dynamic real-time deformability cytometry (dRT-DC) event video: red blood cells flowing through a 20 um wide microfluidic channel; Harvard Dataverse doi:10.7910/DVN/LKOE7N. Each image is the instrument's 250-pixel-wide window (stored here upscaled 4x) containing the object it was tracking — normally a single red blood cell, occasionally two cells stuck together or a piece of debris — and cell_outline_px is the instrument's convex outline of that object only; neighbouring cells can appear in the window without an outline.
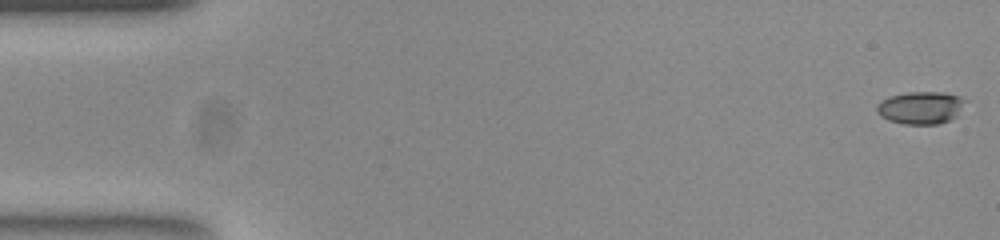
{"species": "common noctule bat (a hibernating species)", "species_latin": "Nyctalus noctula", "temperature_condition": "room temperature", "stored_images_in_passage": 53, "camera_frame_rate_fps": 3000, "um_per_image_px": 0.085, "animal": {"sex": "female", "body_mass_g": 23.0, "forearm_length_mm": 53.4}, "frame": {"image": 1, "passage_image": 1, "time_ms": 0.0, "image_size_px": [1000, 240], "cell_outline_px": [[964, 100], [956, 116], [952, 120], [940, 124], [904, 124], [888, 120], [880, 116], [876, 108], [876, 104], [880, 100], [892, 96], [908, 92], [944, 92], [960, 96]], "centroid_in_image_um": [78.23, 9.16], "position_along_channel_um": 6.8, "area_um2": 16.7}}
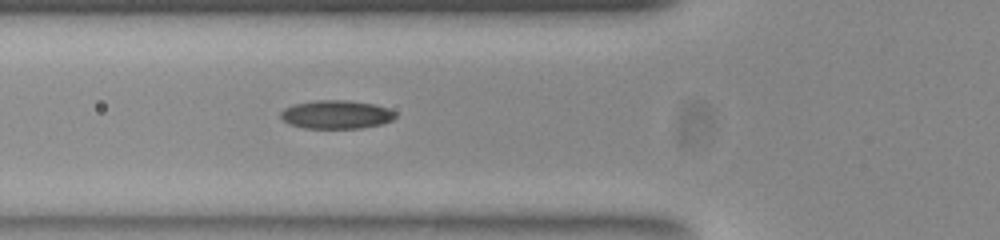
{"frame": {"image": 2, "passage_image": 19, "time_ms": 6.0, "image_size_px": [1000, 240], "cell_outline_px": [[396, 116], [392, 120], [380, 124], [360, 128], [304, 128], [288, 124], [280, 116], [280, 112], [284, 108], [292, 104], [316, 100], [348, 100], [376, 104], [388, 108], [396, 112]], "centroid_in_image_um": [28.57, 9.72], "position_along_channel_um": 97.2, "area_um2": 19.19}}
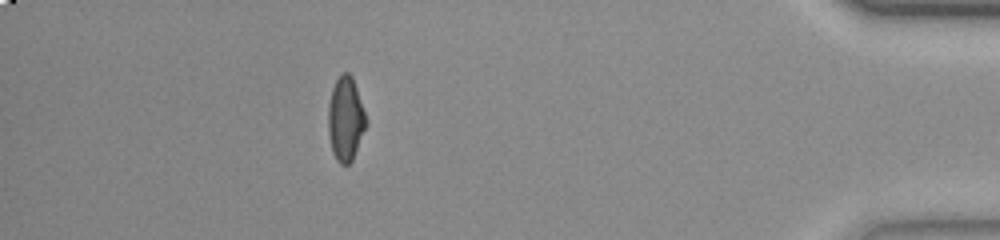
{"frame": {"image": 3, "passage_image": 47, "time_ms": 15.333, "image_size_px": [1000, 240], "cell_outline_px": [[368, 124], [352, 160], [348, 164], [340, 164], [336, 160], [332, 152], [328, 136], [328, 104], [332, 88], [340, 72], [348, 72], [352, 76], [368, 120]], "centroid_in_image_um": [29.37, 10.1], "position_along_channel_um": 405.8, "area_um2": 18.9}, "authors_computed_cell_mechanics": {"area_um2": 18.3804, "velocity_mm_per_s": 3.8901, "shape_relaxation_time_tau1_ms": 9.9105, "shape_relaxation_time_tau2_ms": 1.9415, "deformation_change_tau1": 0.239, "deformation_change_tau2": 0.0732}}